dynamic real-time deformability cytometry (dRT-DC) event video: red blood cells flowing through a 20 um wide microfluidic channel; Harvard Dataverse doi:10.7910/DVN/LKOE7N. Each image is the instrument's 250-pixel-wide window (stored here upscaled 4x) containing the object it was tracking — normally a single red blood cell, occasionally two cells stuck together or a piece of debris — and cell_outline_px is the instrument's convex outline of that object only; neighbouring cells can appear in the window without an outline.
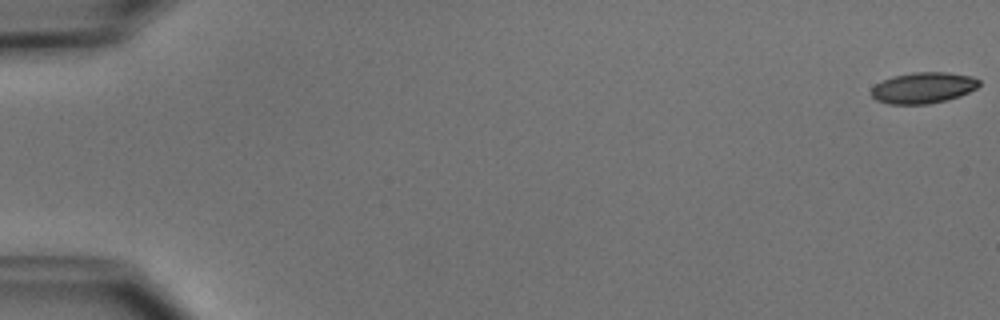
{"species": "common noctule bat (a hibernating species)", "species_latin": "Nyctalus noctula", "temperature_condition": "cold", "stored_images_in_passage": 5, "camera_frame_rate_fps": 3000, "um_per_image_px": 0.085, "animal": {"sex": "male", "body_mass_g": 15.6}, "frame": {"image": 1, "passage_image": 1, "time_ms": 0.0, "image_size_px": [1000, 320], "cell_outline_px": [[980, 84], [976, 88], [960, 96], [928, 104], [888, 104], [876, 100], [872, 96], [872, 88], [876, 84], [892, 76], [912, 72], [948, 72], [972, 76], [980, 80]], "centroid_in_image_um": [78.48, 7.45], "position_along_channel_um": 6.5, "area_um2": 19.48}}